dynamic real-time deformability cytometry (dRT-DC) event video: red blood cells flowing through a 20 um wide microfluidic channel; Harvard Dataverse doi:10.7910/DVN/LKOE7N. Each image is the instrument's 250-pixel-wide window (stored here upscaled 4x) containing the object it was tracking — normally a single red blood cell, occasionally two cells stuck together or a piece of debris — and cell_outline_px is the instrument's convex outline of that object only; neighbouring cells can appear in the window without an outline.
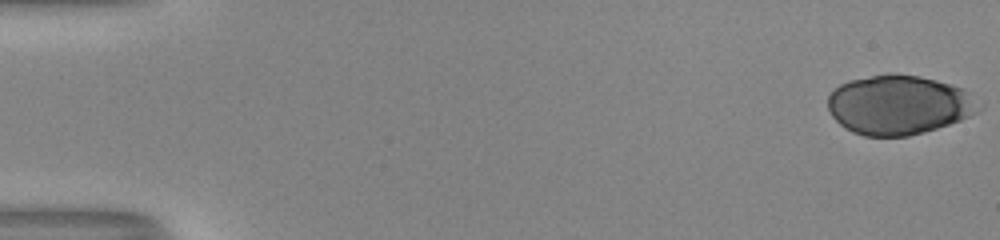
{"species": "human", "species_latin": "Homo sapiens", "temperature_condition": "room temperature", "stored_images_in_passage": 53, "camera_frame_rate_fps": 3000, "um_per_image_px": 0.085, "donor": {"sex": "male"}, "frame": {"image": 1, "passage_image": 1, "time_ms": 0.0, "image_size_px": [1000, 240], "cell_outline_px": [[984, 108], [960, 120], [924, 132], [908, 136], [864, 136], [852, 132], [844, 128], [832, 116], [828, 108], [828, 96], [840, 84], [848, 80], [888, 72], [896, 72], [920, 76], [936, 80], [964, 88], [984, 104]], "centroid_in_image_um": [76.42, 8.89], "position_along_channel_um": 8.6, "area_um2": 52.83}}
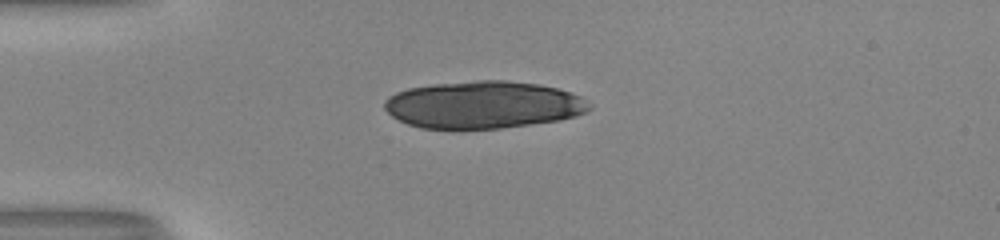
{"frame": {"image": 2, "passage_image": 15, "time_ms": 4.667, "image_size_px": [1000, 240], "cell_outline_px": [[592, 108], [588, 112], [576, 116], [560, 120], [500, 128], [420, 128], [408, 124], [392, 116], [384, 108], [384, 100], [388, 96], [396, 92], [408, 88], [436, 84], [476, 80], [508, 80], [540, 84], [556, 88], [580, 96]], "centroid_in_image_um": [41.07, 8.9], "position_along_channel_um": 43.9, "area_um2": 56.36}}